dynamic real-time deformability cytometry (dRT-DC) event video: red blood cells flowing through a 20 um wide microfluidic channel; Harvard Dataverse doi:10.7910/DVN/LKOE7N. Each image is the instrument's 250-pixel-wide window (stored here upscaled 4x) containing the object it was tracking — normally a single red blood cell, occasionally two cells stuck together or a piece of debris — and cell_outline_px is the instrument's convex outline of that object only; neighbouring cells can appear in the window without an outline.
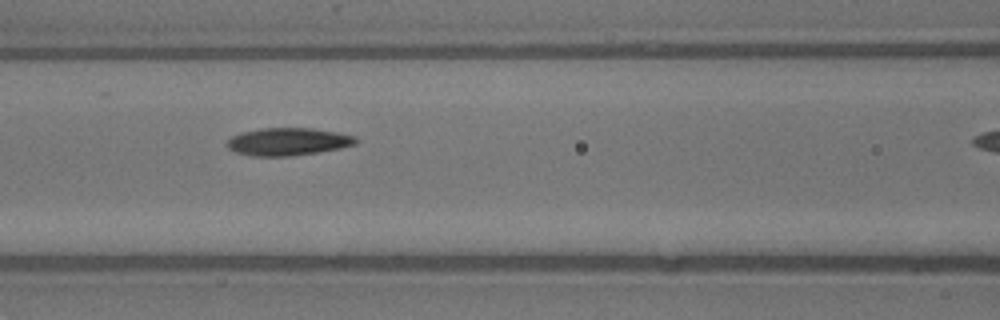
{"species": "common noctule bat (a hibernating species)", "species_latin": "Nyctalus noctula", "temperature_condition": "warm", "stored_images_in_passage": 6, "camera_frame_rate_fps": 3000, "um_per_image_px": 0.085, "animal": {"sex": "male", "body_mass_g": 13.3}, "frame": {"image": 1, "passage_image": 5, "time_ms": 1.333, "image_size_px": [1000, 320], "cell_outline_px": [[356, 144], [340, 148], [292, 156], [252, 156], [236, 152], [228, 148], [224, 144], [232, 136], [244, 132], [260, 128], [312, 128], [336, 132], [356, 136]], "centroid_in_image_um": [24.45, 12.04], "position_along_channel_um": 142.1, "area_um2": 20.63}}